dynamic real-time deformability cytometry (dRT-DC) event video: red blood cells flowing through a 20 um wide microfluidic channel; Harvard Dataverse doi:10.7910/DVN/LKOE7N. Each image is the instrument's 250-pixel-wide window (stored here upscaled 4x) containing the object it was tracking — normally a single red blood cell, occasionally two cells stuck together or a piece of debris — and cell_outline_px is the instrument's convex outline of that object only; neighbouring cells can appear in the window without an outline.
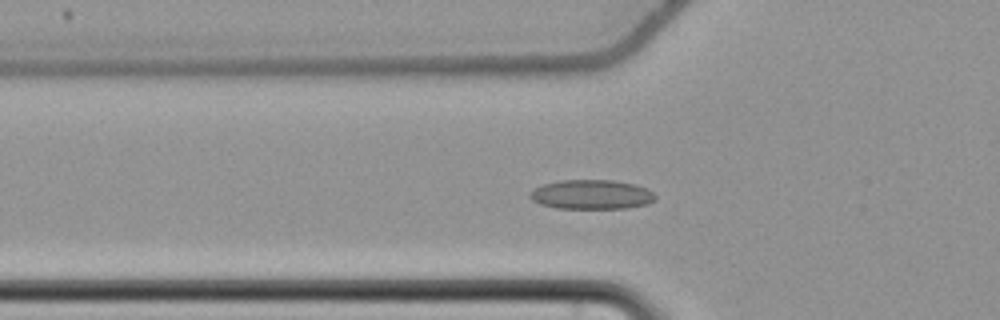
{"species": "common noctule bat (a hibernating species)", "species_latin": "Nyctalus noctula", "temperature_condition": "cold", "stored_images_in_passage": 50, "camera_frame_rate_fps": 3000, "um_per_image_px": 0.085, "animal": {"sex": "female", "body_mass_g": 22.7, "forearm_length_mm": 54.2}, "frame": {"image": 1, "passage_image": 12, "time_ms": 3.667, "image_size_px": [1000, 320], "cell_outline_px": [[656, 200], [648, 204], [628, 208], [556, 208], [540, 204], [532, 200], [528, 196], [528, 192], [544, 184], [560, 180], [612, 180], [636, 184], [648, 188], [656, 196]], "centroid_in_image_um": [50.3, 16.53], "position_along_channel_um": 75.5, "area_um2": 21.68}}
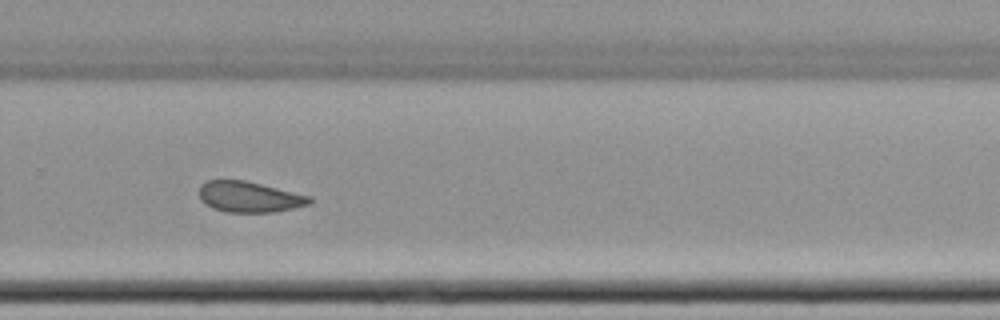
{"frame": {"image": 2, "passage_image": 31, "time_ms": 10.0, "image_size_px": [1000, 320], "cell_outline_px": [[312, 204], [272, 212], [224, 212], [212, 208], [200, 200], [200, 184], [208, 180], [244, 180], [312, 196]], "centroid_in_image_um": [21.19, 16.74], "position_along_channel_um": 308.6, "area_um2": 19.83}}
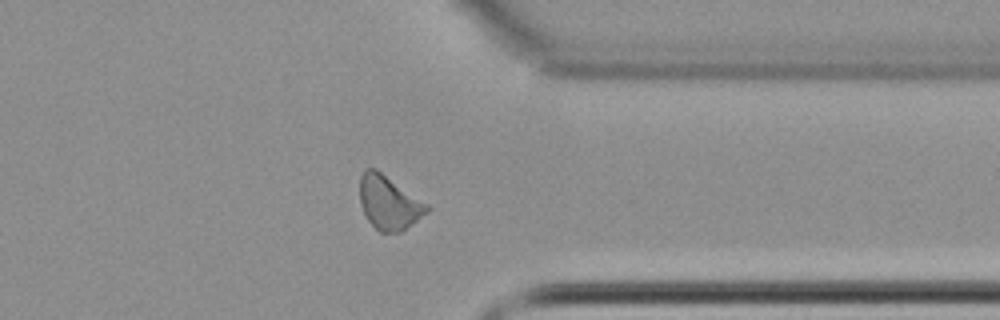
{"frame": {"image": 3, "passage_image": 37, "time_ms": 12.0, "image_size_px": [1000, 320], "cell_outline_px": [[432, 208], [428, 212], [400, 232], [380, 232], [368, 220], [360, 204], [360, 176], [364, 168], [376, 168], [428, 204]], "centroid_in_image_um": [33.05, 17.2], "position_along_channel_um": 378.3, "area_um2": 20.98}, "authors_computed_cell_mechanics": {"area_um2": 20.8369, "velocity_mm_per_s": 3.6907, "shape_relaxation_time_tau1_ms": null, "shape_relaxation_time_tau2_ms": 6.9578, "deformation_change_tau1": null, "deformation_change_tau2": 0.1277}}